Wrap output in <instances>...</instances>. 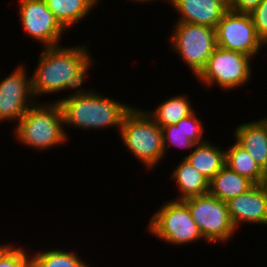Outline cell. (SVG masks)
Returning <instances> with one entry per match:
<instances>
[{
  "instance_id": "obj_1",
  "label": "cell",
  "mask_w": 267,
  "mask_h": 267,
  "mask_svg": "<svg viewBox=\"0 0 267 267\" xmlns=\"http://www.w3.org/2000/svg\"><path fill=\"white\" fill-rule=\"evenodd\" d=\"M82 44L72 47H62L60 44L43 48L31 75L32 92L35 98L70 89L72 93L86 89L82 86L85 75L95 63L88 50L89 47Z\"/></svg>"
},
{
  "instance_id": "obj_2",
  "label": "cell",
  "mask_w": 267,
  "mask_h": 267,
  "mask_svg": "<svg viewBox=\"0 0 267 267\" xmlns=\"http://www.w3.org/2000/svg\"><path fill=\"white\" fill-rule=\"evenodd\" d=\"M96 90L85 89L70 93L58 101L66 127L83 130H100L116 127L120 131L124 115L133 107L111 99Z\"/></svg>"
},
{
  "instance_id": "obj_3",
  "label": "cell",
  "mask_w": 267,
  "mask_h": 267,
  "mask_svg": "<svg viewBox=\"0 0 267 267\" xmlns=\"http://www.w3.org/2000/svg\"><path fill=\"white\" fill-rule=\"evenodd\" d=\"M15 126L14 138L20 144L39 151L50 150L68 140L58 101L50 103L36 101Z\"/></svg>"
},
{
  "instance_id": "obj_4",
  "label": "cell",
  "mask_w": 267,
  "mask_h": 267,
  "mask_svg": "<svg viewBox=\"0 0 267 267\" xmlns=\"http://www.w3.org/2000/svg\"><path fill=\"white\" fill-rule=\"evenodd\" d=\"M119 134L127 152H131L148 171L155 170L161 159L164 160L162 128L145 109L133 105L123 117Z\"/></svg>"
},
{
  "instance_id": "obj_5",
  "label": "cell",
  "mask_w": 267,
  "mask_h": 267,
  "mask_svg": "<svg viewBox=\"0 0 267 267\" xmlns=\"http://www.w3.org/2000/svg\"><path fill=\"white\" fill-rule=\"evenodd\" d=\"M169 36L170 49L187 64L197 78L217 48L216 29L185 22H176Z\"/></svg>"
},
{
  "instance_id": "obj_6",
  "label": "cell",
  "mask_w": 267,
  "mask_h": 267,
  "mask_svg": "<svg viewBox=\"0 0 267 267\" xmlns=\"http://www.w3.org/2000/svg\"><path fill=\"white\" fill-rule=\"evenodd\" d=\"M147 231L170 245H185L203 239L206 241L184 201L169 200L154 214L147 226Z\"/></svg>"
},
{
  "instance_id": "obj_7",
  "label": "cell",
  "mask_w": 267,
  "mask_h": 267,
  "mask_svg": "<svg viewBox=\"0 0 267 267\" xmlns=\"http://www.w3.org/2000/svg\"><path fill=\"white\" fill-rule=\"evenodd\" d=\"M251 59L252 57L244 53L217 46L196 79L208 88L217 85L223 91L243 87L253 74Z\"/></svg>"
},
{
  "instance_id": "obj_8",
  "label": "cell",
  "mask_w": 267,
  "mask_h": 267,
  "mask_svg": "<svg viewBox=\"0 0 267 267\" xmlns=\"http://www.w3.org/2000/svg\"><path fill=\"white\" fill-rule=\"evenodd\" d=\"M184 202L206 242L228 243L234 236L236 228L230 219L227 202L210 193L186 199Z\"/></svg>"
},
{
  "instance_id": "obj_9",
  "label": "cell",
  "mask_w": 267,
  "mask_h": 267,
  "mask_svg": "<svg viewBox=\"0 0 267 267\" xmlns=\"http://www.w3.org/2000/svg\"><path fill=\"white\" fill-rule=\"evenodd\" d=\"M216 38L218 47L241 52L250 57L259 55L264 45L257 36L251 15L230 9L216 27Z\"/></svg>"
},
{
  "instance_id": "obj_10",
  "label": "cell",
  "mask_w": 267,
  "mask_h": 267,
  "mask_svg": "<svg viewBox=\"0 0 267 267\" xmlns=\"http://www.w3.org/2000/svg\"><path fill=\"white\" fill-rule=\"evenodd\" d=\"M20 24L28 36L40 42L42 48L59 46L66 31L49 10L45 0H20Z\"/></svg>"
},
{
  "instance_id": "obj_11",
  "label": "cell",
  "mask_w": 267,
  "mask_h": 267,
  "mask_svg": "<svg viewBox=\"0 0 267 267\" xmlns=\"http://www.w3.org/2000/svg\"><path fill=\"white\" fill-rule=\"evenodd\" d=\"M19 64L11 74L0 80V122H19L36 102L32 92L31 75Z\"/></svg>"
},
{
  "instance_id": "obj_12",
  "label": "cell",
  "mask_w": 267,
  "mask_h": 267,
  "mask_svg": "<svg viewBox=\"0 0 267 267\" xmlns=\"http://www.w3.org/2000/svg\"><path fill=\"white\" fill-rule=\"evenodd\" d=\"M227 206L236 230L243 223L267 226V195L257 184L227 201Z\"/></svg>"
},
{
  "instance_id": "obj_13",
  "label": "cell",
  "mask_w": 267,
  "mask_h": 267,
  "mask_svg": "<svg viewBox=\"0 0 267 267\" xmlns=\"http://www.w3.org/2000/svg\"><path fill=\"white\" fill-rule=\"evenodd\" d=\"M177 14V21L206 25L216 29L229 10V0H169Z\"/></svg>"
},
{
  "instance_id": "obj_14",
  "label": "cell",
  "mask_w": 267,
  "mask_h": 267,
  "mask_svg": "<svg viewBox=\"0 0 267 267\" xmlns=\"http://www.w3.org/2000/svg\"><path fill=\"white\" fill-rule=\"evenodd\" d=\"M195 112L176 124L162 127L165 156L167 155L168 146L170 148L171 146H177L184 150H187V148L193 150L196 144L207 141L203 137L204 124Z\"/></svg>"
},
{
  "instance_id": "obj_15",
  "label": "cell",
  "mask_w": 267,
  "mask_h": 267,
  "mask_svg": "<svg viewBox=\"0 0 267 267\" xmlns=\"http://www.w3.org/2000/svg\"><path fill=\"white\" fill-rule=\"evenodd\" d=\"M233 135L235 142L249 152L261 169L267 165V126L261 119L239 124Z\"/></svg>"
},
{
  "instance_id": "obj_16",
  "label": "cell",
  "mask_w": 267,
  "mask_h": 267,
  "mask_svg": "<svg viewBox=\"0 0 267 267\" xmlns=\"http://www.w3.org/2000/svg\"><path fill=\"white\" fill-rule=\"evenodd\" d=\"M176 181L179 197L174 200L186 199L209 193V181L197 171L184 157L173 169L171 177Z\"/></svg>"
},
{
  "instance_id": "obj_17",
  "label": "cell",
  "mask_w": 267,
  "mask_h": 267,
  "mask_svg": "<svg viewBox=\"0 0 267 267\" xmlns=\"http://www.w3.org/2000/svg\"><path fill=\"white\" fill-rule=\"evenodd\" d=\"M184 158L210 181L225 165V150L205 141L196 144Z\"/></svg>"
},
{
  "instance_id": "obj_18",
  "label": "cell",
  "mask_w": 267,
  "mask_h": 267,
  "mask_svg": "<svg viewBox=\"0 0 267 267\" xmlns=\"http://www.w3.org/2000/svg\"><path fill=\"white\" fill-rule=\"evenodd\" d=\"M56 20L67 31L82 22L101 0H45Z\"/></svg>"
},
{
  "instance_id": "obj_19",
  "label": "cell",
  "mask_w": 267,
  "mask_h": 267,
  "mask_svg": "<svg viewBox=\"0 0 267 267\" xmlns=\"http://www.w3.org/2000/svg\"><path fill=\"white\" fill-rule=\"evenodd\" d=\"M254 183L226 165L209 181V193L227 202L246 192Z\"/></svg>"
},
{
  "instance_id": "obj_20",
  "label": "cell",
  "mask_w": 267,
  "mask_h": 267,
  "mask_svg": "<svg viewBox=\"0 0 267 267\" xmlns=\"http://www.w3.org/2000/svg\"><path fill=\"white\" fill-rule=\"evenodd\" d=\"M188 95H175L161 101L156 109L146 112L155 120L159 127H165L178 123L181 119L192 114L195 108L192 106Z\"/></svg>"
},
{
  "instance_id": "obj_21",
  "label": "cell",
  "mask_w": 267,
  "mask_h": 267,
  "mask_svg": "<svg viewBox=\"0 0 267 267\" xmlns=\"http://www.w3.org/2000/svg\"><path fill=\"white\" fill-rule=\"evenodd\" d=\"M225 165L239 175L247 177L257 184L261 177V168L248 151L236 142L225 149Z\"/></svg>"
},
{
  "instance_id": "obj_22",
  "label": "cell",
  "mask_w": 267,
  "mask_h": 267,
  "mask_svg": "<svg viewBox=\"0 0 267 267\" xmlns=\"http://www.w3.org/2000/svg\"><path fill=\"white\" fill-rule=\"evenodd\" d=\"M72 251L53 248L38 251L33 256V264L36 267H90L86 262Z\"/></svg>"
},
{
  "instance_id": "obj_23",
  "label": "cell",
  "mask_w": 267,
  "mask_h": 267,
  "mask_svg": "<svg viewBox=\"0 0 267 267\" xmlns=\"http://www.w3.org/2000/svg\"><path fill=\"white\" fill-rule=\"evenodd\" d=\"M17 247L14 243H10L0 254V267H32L33 257L29 254V250L27 253L26 247L25 249L22 246Z\"/></svg>"
},
{
  "instance_id": "obj_24",
  "label": "cell",
  "mask_w": 267,
  "mask_h": 267,
  "mask_svg": "<svg viewBox=\"0 0 267 267\" xmlns=\"http://www.w3.org/2000/svg\"><path fill=\"white\" fill-rule=\"evenodd\" d=\"M258 38L263 42L264 48L267 45V0H263L250 13Z\"/></svg>"
},
{
  "instance_id": "obj_25",
  "label": "cell",
  "mask_w": 267,
  "mask_h": 267,
  "mask_svg": "<svg viewBox=\"0 0 267 267\" xmlns=\"http://www.w3.org/2000/svg\"><path fill=\"white\" fill-rule=\"evenodd\" d=\"M263 0H229V9L237 13L250 14Z\"/></svg>"
},
{
  "instance_id": "obj_26",
  "label": "cell",
  "mask_w": 267,
  "mask_h": 267,
  "mask_svg": "<svg viewBox=\"0 0 267 267\" xmlns=\"http://www.w3.org/2000/svg\"><path fill=\"white\" fill-rule=\"evenodd\" d=\"M257 185L267 195V165L261 169V177Z\"/></svg>"
},
{
  "instance_id": "obj_27",
  "label": "cell",
  "mask_w": 267,
  "mask_h": 267,
  "mask_svg": "<svg viewBox=\"0 0 267 267\" xmlns=\"http://www.w3.org/2000/svg\"><path fill=\"white\" fill-rule=\"evenodd\" d=\"M133 3L135 2V3H137V2H140V4L141 3H147V2H153V1H155L156 2V0H131ZM157 1H159V0H157ZM169 0H166V3L168 2Z\"/></svg>"
},
{
  "instance_id": "obj_28",
  "label": "cell",
  "mask_w": 267,
  "mask_h": 267,
  "mask_svg": "<svg viewBox=\"0 0 267 267\" xmlns=\"http://www.w3.org/2000/svg\"><path fill=\"white\" fill-rule=\"evenodd\" d=\"M10 244H5V245H3V244H1L0 245V254L9 246Z\"/></svg>"
},
{
  "instance_id": "obj_29",
  "label": "cell",
  "mask_w": 267,
  "mask_h": 267,
  "mask_svg": "<svg viewBox=\"0 0 267 267\" xmlns=\"http://www.w3.org/2000/svg\"><path fill=\"white\" fill-rule=\"evenodd\" d=\"M261 120H262V121L265 123V125L267 126V116H266L265 118L263 117Z\"/></svg>"
}]
</instances>
